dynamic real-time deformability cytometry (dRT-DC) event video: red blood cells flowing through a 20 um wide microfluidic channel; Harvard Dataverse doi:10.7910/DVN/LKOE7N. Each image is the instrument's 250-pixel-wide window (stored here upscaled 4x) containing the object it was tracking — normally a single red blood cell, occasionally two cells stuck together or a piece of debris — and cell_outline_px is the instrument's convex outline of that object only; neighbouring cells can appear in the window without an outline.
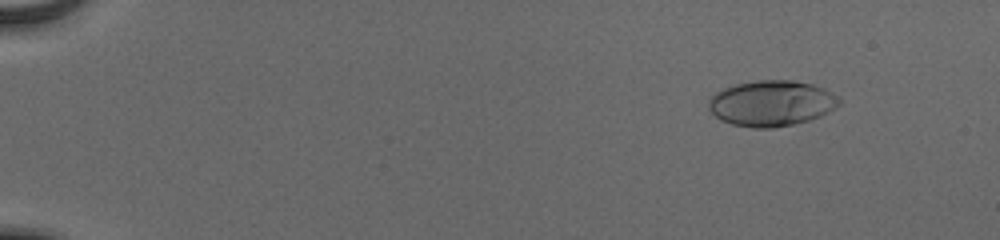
{"species": "human", "species_latin": "Homo sapiens", "temperature_condition": "cold", "stored_images_in_passage": 55, "camera_frame_rate_fps": 3000, "um_per_image_px": 0.085, "donor": {"sex": "male"}, "frame": {"image": 1, "passage_image": 7, "time_ms": 2.0, "image_size_px": [1000, 240], "cell_outline_px": [[840, 104], [828, 112], [820, 116], [808, 120], [792, 124], [772, 128], [752, 128], [732, 124], [720, 120], [708, 108], [708, 100], [716, 92], [724, 88], [736, 84], [756, 80], [792, 80], [812, 84], [824, 88], [840, 96]], "centroid_in_image_um": [65.58, 8.77], "position_along_channel_um": 19.4, "area_um2": 34.85}}
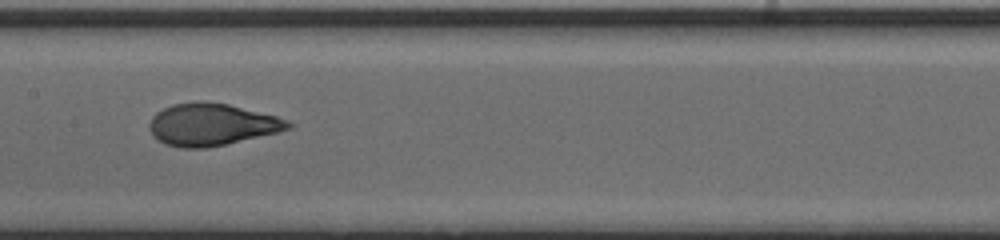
{"frame": {"image": 2, "passage_image": 31, "time_ms": 10.0, "image_size_px": [1000, 240], "cell_outline_px": [[296, 124], [292, 128], [280, 132], [224, 144], [204, 148], [180, 148], [164, 144], [152, 136], [148, 128], [148, 124], [152, 116], [156, 112], [172, 104], [196, 100], [228, 104], [276, 116], [288, 120]], "centroid_in_image_um": [17.98, 10.58], "position_along_channel_um": 189.4, "area_um2": 34.39}}
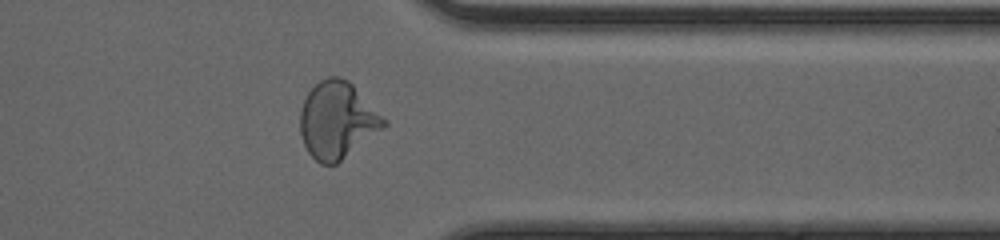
{"frame": {"image": 3, "passage_image": 46, "time_ms": 15.0, "image_size_px": [1000, 240], "cell_outline_px": [[388, 124], [336, 164], [320, 164], [308, 152], [304, 144], [300, 132], [300, 112], [304, 100], [308, 92], [320, 80], [328, 76], [340, 76], [348, 80], [388, 120]], "centroid_in_image_um": [28.67, 10.2], "position_along_channel_um": 382.7, "area_um2": 37.22}, "authors_computed_cell_mechanics": {"area_um2": 33.9864, "velocity_mm_per_s": 3.9161, "shape_relaxation_time_tau1_ms": 4.3095, "shape_relaxation_time_tau2_ms": null, "deformation_change_tau1": 0.2134, "deformation_change_tau2": null}}